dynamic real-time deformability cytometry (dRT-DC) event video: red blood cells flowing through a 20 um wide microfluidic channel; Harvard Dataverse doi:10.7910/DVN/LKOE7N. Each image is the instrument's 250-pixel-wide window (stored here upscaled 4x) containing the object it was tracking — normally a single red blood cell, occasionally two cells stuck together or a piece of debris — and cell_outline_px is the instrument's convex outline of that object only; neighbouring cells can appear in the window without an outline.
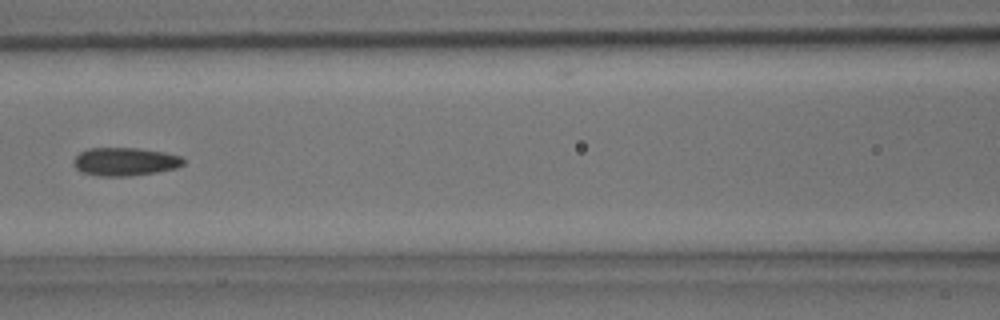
{"species": "common noctule bat (a hibernating species)", "species_latin": "Nyctalus noctula", "temperature_condition": "room temperature", "stored_images_in_passage": 35, "camera_frame_rate_fps": 3000, "um_per_image_px": 0.085, "animal": {"sex": "male", "body_mass_g": 15.6}, "frame": {"image": 1, "passage_image": 16, "time_ms": 5.0, "image_size_px": [1000, 320], "cell_outline_px": [[184, 164], [176, 168], [156, 172], [128, 176], [100, 176], [80, 172], [72, 164], [72, 160], [80, 152], [88, 148], [136, 148], [164, 152], [180, 156], [184, 160]], "centroid_in_image_um": [10.58, 13.74], "position_along_channel_um": 156.0, "area_um2": 18.09}}